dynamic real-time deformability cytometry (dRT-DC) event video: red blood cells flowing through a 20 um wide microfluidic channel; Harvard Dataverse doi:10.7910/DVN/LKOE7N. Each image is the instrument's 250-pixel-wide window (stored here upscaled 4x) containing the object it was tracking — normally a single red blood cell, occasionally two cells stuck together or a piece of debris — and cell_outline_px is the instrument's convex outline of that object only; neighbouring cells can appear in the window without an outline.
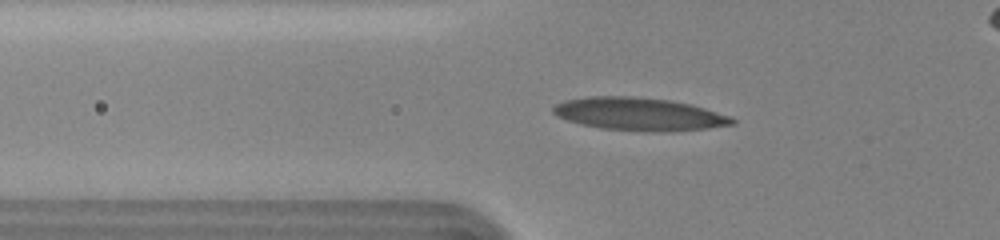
{"species": "human", "species_latin": "Homo sapiens", "temperature_condition": "cold", "stored_images_in_passage": 10, "camera_frame_rate_fps": 3000, "um_per_image_px": 0.085, "donor": {"sex": "female"}, "frame": {"image": 1, "passage_image": 3, "time_ms": 0.333, "image_size_px": [1000, 240], "cell_outline_px": [[736, 124], [708, 128], [672, 132], [652, 132], [600, 128], [568, 120], [556, 116], [552, 112], [552, 108], [556, 104], [564, 100], [588, 96], [632, 96], [668, 100], [692, 104], [728, 116], [736, 120]], "centroid_in_image_um": [54.33, 9.7], "position_along_channel_um": 71.5, "area_um2": 34.33}}